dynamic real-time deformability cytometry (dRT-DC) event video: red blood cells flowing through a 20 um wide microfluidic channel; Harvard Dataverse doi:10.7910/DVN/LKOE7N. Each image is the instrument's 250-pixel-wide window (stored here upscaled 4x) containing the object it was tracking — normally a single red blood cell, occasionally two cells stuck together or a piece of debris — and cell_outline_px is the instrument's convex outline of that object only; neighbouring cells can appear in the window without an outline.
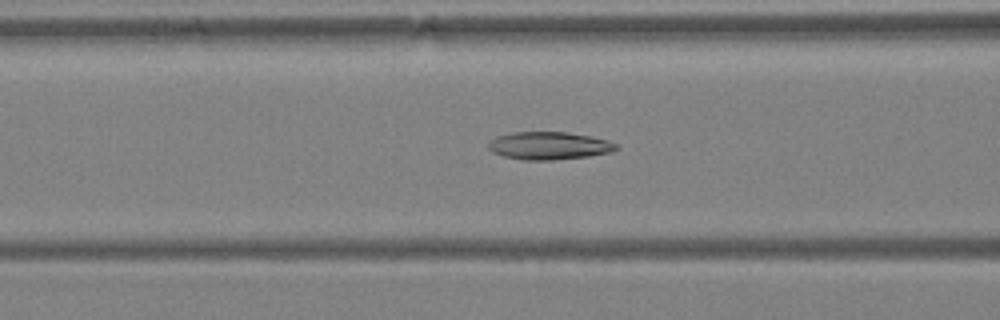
{"species": "Egyptian fruit bat (a non-hibernating species)", "species_latin": "Rousettus aegyptiacus", "temperature_condition": "warm", "stored_images_in_passage": 47, "camera_frame_rate_fps": 3000, "um_per_image_px": 0.085, "animal": {"sex": "female"}, "frame": {"image": 1, "passage_image": 19, "time_ms": 6.0, "image_size_px": [1000, 320], "cell_outline_px": [[620, 148], [612, 152], [588, 156], [552, 160], [524, 160], [504, 156], [492, 152], [488, 148], [488, 144], [496, 136], [512, 132], [568, 132], [592, 136], [608, 140], [616, 144]], "centroid_in_image_um": [46.69, 12.38], "position_along_channel_um": 119.9, "area_um2": 20.75}}
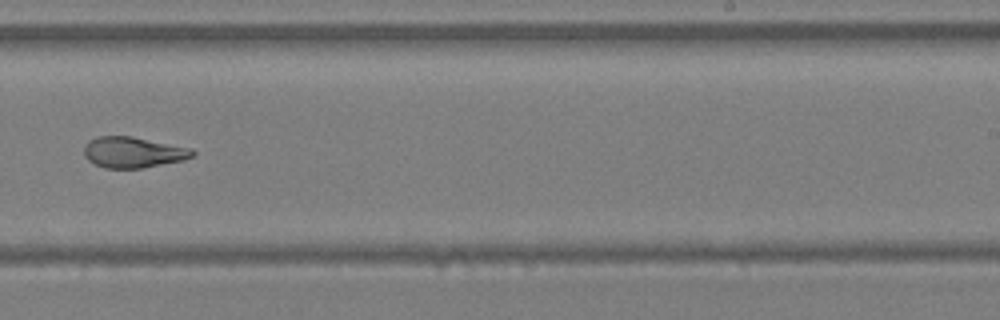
{"frame": {"image": 2, "passage_image": 30, "time_ms": 9.667, "image_size_px": [1000, 320], "cell_outline_px": [[196, 156], [184, 160], [140, 168], [104, 168], [88, 160], [84, 156], [84, 144], [88, 140], [96, 136], [132, 136], [192, 148], [196, 152]], "centroid_in_image_um": [11.32, 12.93], "position_along_channel_um": 277.7, "area_um2": 19.71}}
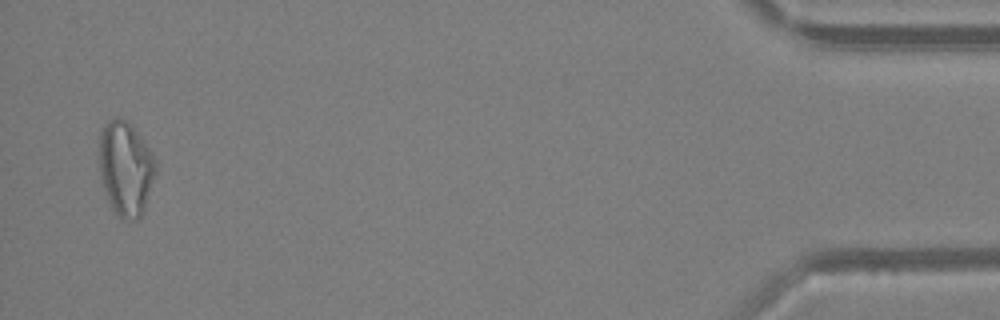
{"frame": {"image": 3, "passage_image": 46, "time_ms": 15.0, "image_size_px": [1000, 320], "cell_outline_px": [[156, 172], [144, 208], [140, 216], [124, 220], [112, 208], [108, 200], [100, 176], [100, 132], [104, 124], [108, 120], [124, 120], [136, 132], [152, 152], [156, 160]], "centroid_in_image_um": [10.68, 14.32], "position_along_channel_um": 424.5, "area_um2": 30.17}, "authors_computed_cell_mechanics": {"area_um2": 22.8888, "velocity_mm_per_s": 4.3149, "shape_relaxation_time_tau1_ms": 8.033, "shape_relaxation_time_tau2_ms": 2.1612, "deformation_change_tau1": 0.2525, "deformation_change_tau2": 0.1051}}